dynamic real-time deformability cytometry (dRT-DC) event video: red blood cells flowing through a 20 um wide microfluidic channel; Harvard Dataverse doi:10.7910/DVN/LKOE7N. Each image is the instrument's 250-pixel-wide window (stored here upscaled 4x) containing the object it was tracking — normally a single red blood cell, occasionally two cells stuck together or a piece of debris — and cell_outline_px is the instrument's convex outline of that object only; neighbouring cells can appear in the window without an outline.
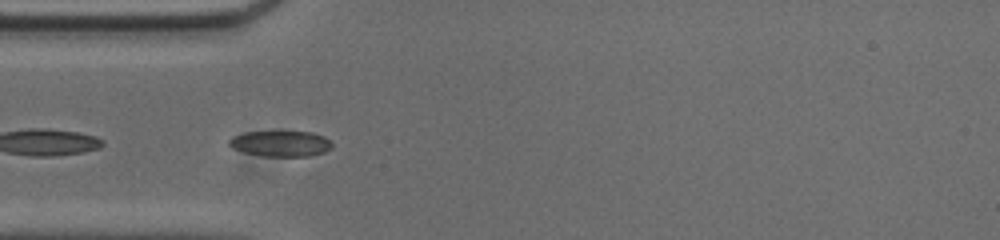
{"species": "common noctule bat (a hibernating species)", "species_latin": "Nyctalus noctula", "temperature_condition": "cold", "stored_images_in_passage": 54, "camera_frame_rate_fps": 3000, "um_per_image_px": 0.085, "animal": {"sex": "male", "body_mass_g": 20.0, "forearm_length_mm": 53.3}, "frame": {"image": 1, "passage_image": 15, "time_ms": 4.667, "image_size_px": [1000, 240], "cell_outline_px": [[332, 148], [324, 152], [308, 156], [264, 156], [244, 152], [232, 148], [228, 144], [228, 140], [232, 136], [244, 132], [312, 132], [324, 136], [332, 144]], "centroid_in_image_um": [23.83, 12.2], "position_along_channel_um": 61.2, "area_um2": 15.37}}
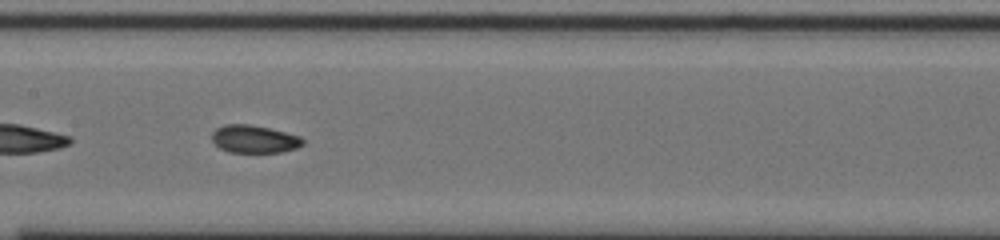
{"frame": {"image": 2, "passage_image": 25, "time_ms": 8.0, "image_size_px": [1000, 240], "cell_outline_px": [[304, 144], [296, 148], [280, 152], [228, 152], [220, 148], [212, 140], [212, 132], [216, 128], [224, 124], [248, 124], [268, 128], [300, 136], [304, 140]], "centroid_in_image_um": [21.59, 11.82], "position_along_channel_um": 185.8, "area_um2": 14.62}}
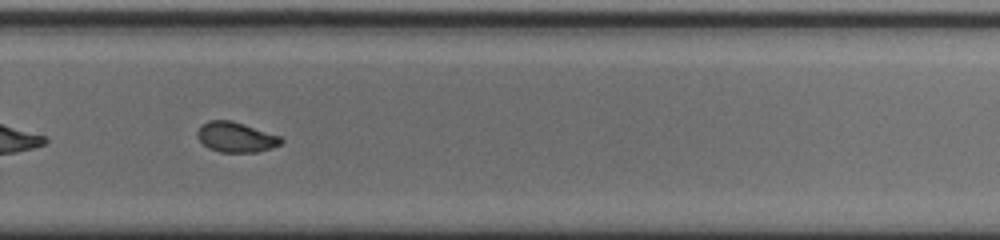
{"frame": {"image": 3, "passage_image": 35, "time_ms": 11.333, "image_size_px": [1000, 240], "cell_outline_px": [[284, 140], [280, 144], [272, 148], [256, 152], [220, 152], [208, 148], [196, 136], [196, 132], [200, 124], [208, 120], [232, 120], [280, 136]], "centroid_in_image_um": [20.02, 11.65], "position_along_channel_um": 309.8, "area_um2": 14.8}, "authors_computed_cell_mechanics": {"area_um2": 15.1436, "velocity_mm_per_s": 3.727, "shape_relaxation_time_tau1_ms": null, "shape_relaxation_time_tau2_ms": 2.3453, "deformation_change_tau1": null, "deformation_change_tau2": 0.0423}}